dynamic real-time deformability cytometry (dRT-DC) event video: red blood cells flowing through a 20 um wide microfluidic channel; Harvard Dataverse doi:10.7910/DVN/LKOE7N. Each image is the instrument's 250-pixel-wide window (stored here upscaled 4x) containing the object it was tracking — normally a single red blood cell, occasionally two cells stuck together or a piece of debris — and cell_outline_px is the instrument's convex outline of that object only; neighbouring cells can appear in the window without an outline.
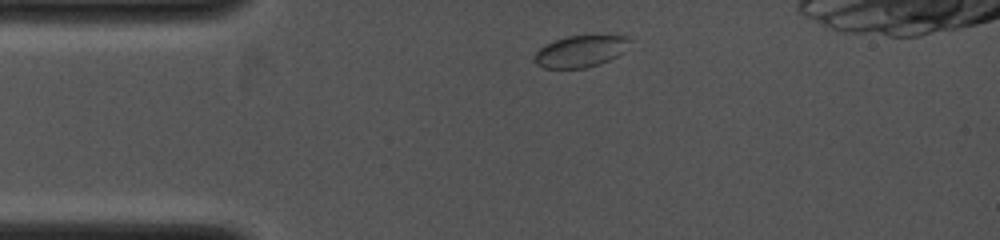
{"species": "common noctule bat (a hibernating species)", "species_latin": "Nyctalus noctula", "temperature_condition": "cold", "stored_images_in_passage": 2, "camera_frame_rate_fps": 4000, "um_per_image_px": 0.085, "animal": {"sex": "female", "body_mass_g": 19.0, "forearm_length_mm": 53.3}, "frame": {"image": 1, "passage_image": 1, "time_ms": 0.0, "image_size_px": [1000, 240], "cell_outline_px": [[628, 40], [624, 52], [600, 64], [584, 68], [544, 68], [536, 64], [532, 60], [532, 56], [544, 44], [568, 36], [628, 36]], "centroid_in_image_um": [49.26, 4.38], "position_along_channel_um": 35.7, "area_um2": 17.4}}